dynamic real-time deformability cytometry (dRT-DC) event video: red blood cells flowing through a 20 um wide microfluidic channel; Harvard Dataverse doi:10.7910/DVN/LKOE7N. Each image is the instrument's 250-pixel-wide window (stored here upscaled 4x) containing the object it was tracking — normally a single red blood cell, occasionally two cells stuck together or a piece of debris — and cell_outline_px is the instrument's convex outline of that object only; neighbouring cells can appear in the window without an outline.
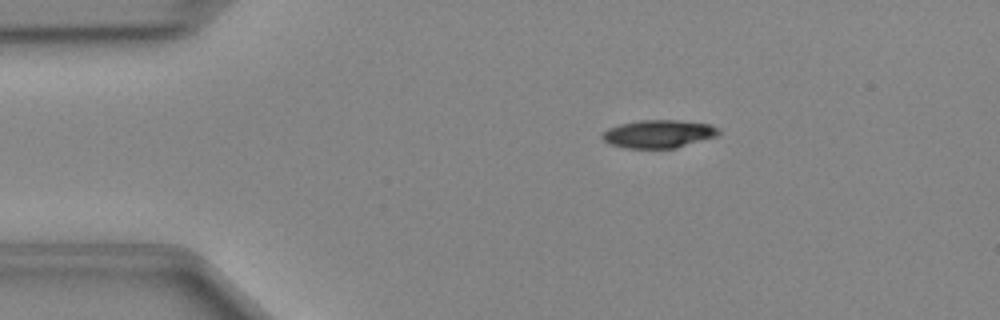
{"species": "Egyptian fruit bat (a non-hibernating species)", "species_latin": "Rousettus aegyptiacus", "temperature_condition": "cold", "stored_images_in_passage": 40, "camera_frame_rate_fps": 3000, "um_per_image_px": 0.085, "animal": {"sex": "female"}, "frame": {"image": 1, "passage_image": 1, "time_ms": 0.0, "image_size_px": [1000, 320], "cell_outline_px": [[720, 132], [716, 136], [676, 148], [624, 148], [612, 144], [604, 140], [600, 136], [608, 128], [620, 124], [640, 120], [680, 120], [708, 124], [720, 128]], "centroid_in_image_um": [55.98, 11.38], "position_along_channel_um": 29.0, "area_um2": 18.9}}
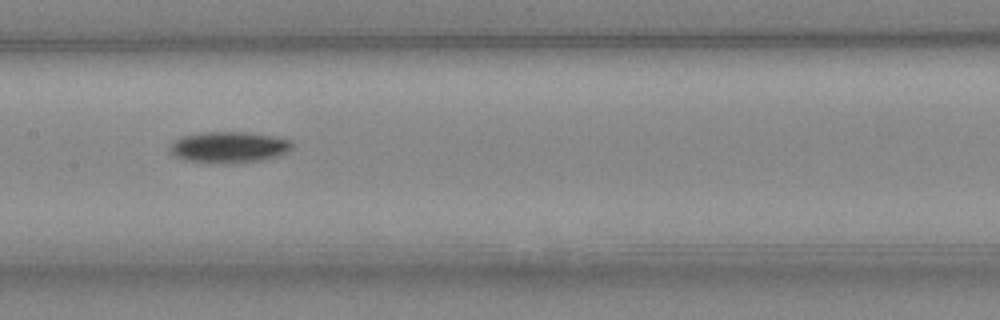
{"frame": {"image": 2, "passage_image": 16, "time_ms": 5.0, "image_size_px": [1000, 320], "cell_outline_px": [[292, 148], [288, 152], [264, 160], [232, 164], [208, 164], [184, 160], [168, 152], [168, 148], [172, 140], [184, 136], [200, 132], [248, 132], [272, 136], [292, 140]], "centroid_in_image_um": [19.41, 12.53], "position_along_channel_um": 188.0, "area_um2": 22.83}}
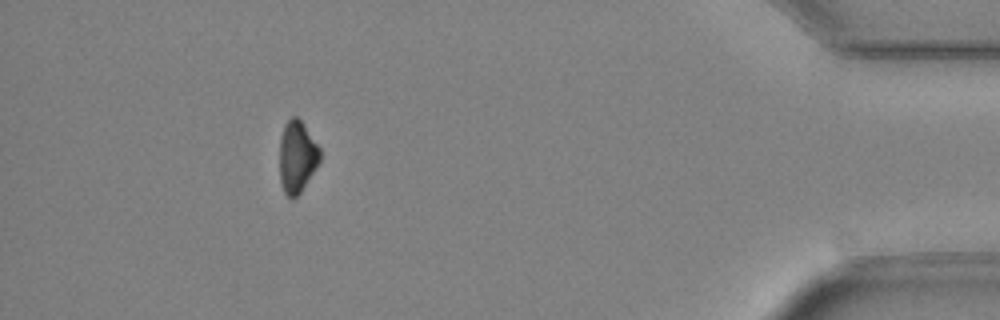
{"frame": {"image": 3, "passage_image": 36, "time_ms": 11.667, "image_size_px": [1000, 320], "cell_outline_px": [[320, 160], [316, 168], [300, 192], [292, 200], [284, 192], [280, 184], [280, 136], [284, 124], [292, 116], [296, 116], [300, 120], [320, 148]], "centroid_in_image_um": [25.23, 13.33], "position_along_channel_um": 410.0, "area_um2": 16.82}}